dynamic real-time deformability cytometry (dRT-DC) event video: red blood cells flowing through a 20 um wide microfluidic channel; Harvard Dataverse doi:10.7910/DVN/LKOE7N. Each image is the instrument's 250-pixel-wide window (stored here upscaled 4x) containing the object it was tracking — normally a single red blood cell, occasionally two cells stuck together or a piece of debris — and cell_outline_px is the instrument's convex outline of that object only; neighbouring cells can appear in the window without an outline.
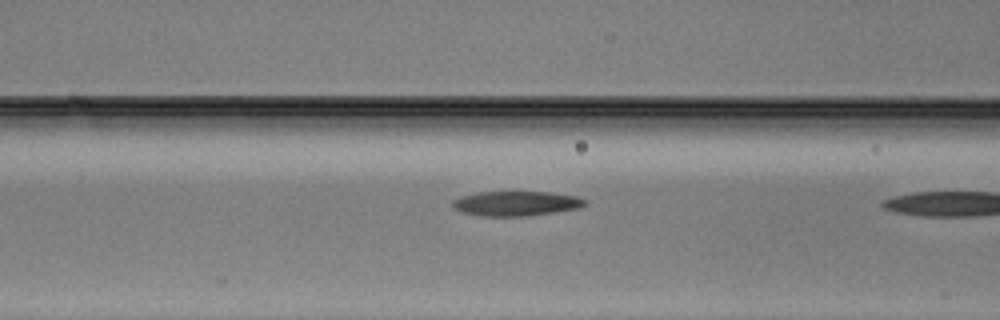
{"species": "Egyptian fruit bat (a non-hibernating species)", "species_latin": "Rousettus aegyptiacus", "temperature_condition": "warm", "stored_images_in_passage": 19, "segment_of_instrument_passage": [2, 2], "camera_frame_rate_fps": 3000, "um_per_image_px": 0.085, "animal": {"sex": "male"}, "frame": {"image": 1, "passage_image": 18, "time_ms": 5.667, "image_size_px": [1000, 320], "cell_outline_px": [[584, 204], [580, 208], [528, 216], [480, 216], [460, 212], [452, 204], [452, 200], [460, 196], [476, 192], [548, 192], [576, 196], [584, 200]], "centroid_in_image_um": [43.81, 17.3], "position_along_channel_um": 122.8, "area_um2": 19.02}}